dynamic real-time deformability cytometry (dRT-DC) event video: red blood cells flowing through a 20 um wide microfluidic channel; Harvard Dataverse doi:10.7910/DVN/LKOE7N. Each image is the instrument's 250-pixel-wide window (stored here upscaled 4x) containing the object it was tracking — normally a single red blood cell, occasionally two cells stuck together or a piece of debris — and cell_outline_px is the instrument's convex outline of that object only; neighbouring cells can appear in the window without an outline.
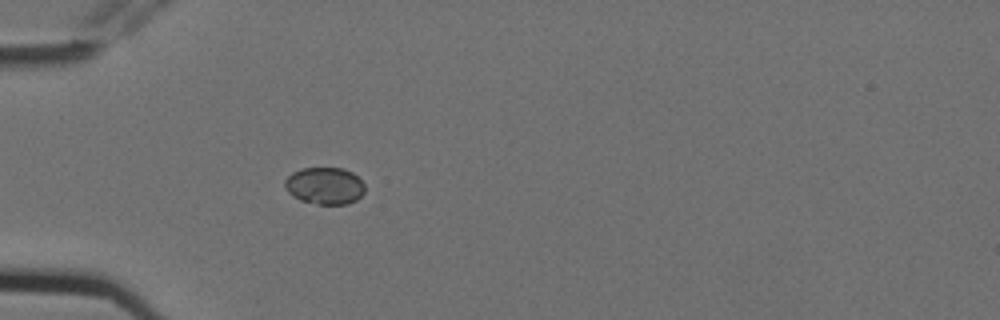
{"species": "Egyptian fruit bat (a non-hibernating species)", "species_latin": "Rousettus aegyptiacus", "temperature_condition": "cold", "stored_images_in_passage": 5, "camera_frame_rate_fps": 3000, "um_per_image_px": 0.085, "animal": {"sex": "female"}, "frame": {"image": 1, "passage_image": 5, "time_ms": 1.333, "image_size_px": [1000, 320], "cell_outline_px": [[364, 192], [356, 200], [348, 204], [316, 204], [300, 200], [292, 196], [284, 188], [284, 180], [292, 172], [300, 168], [344, 168], [352, 172], [364, 184]], "centroid_in_image_um": [27.57, 15.79], "position_along_channel_um": 57.4, "area_um2": 17.4}}